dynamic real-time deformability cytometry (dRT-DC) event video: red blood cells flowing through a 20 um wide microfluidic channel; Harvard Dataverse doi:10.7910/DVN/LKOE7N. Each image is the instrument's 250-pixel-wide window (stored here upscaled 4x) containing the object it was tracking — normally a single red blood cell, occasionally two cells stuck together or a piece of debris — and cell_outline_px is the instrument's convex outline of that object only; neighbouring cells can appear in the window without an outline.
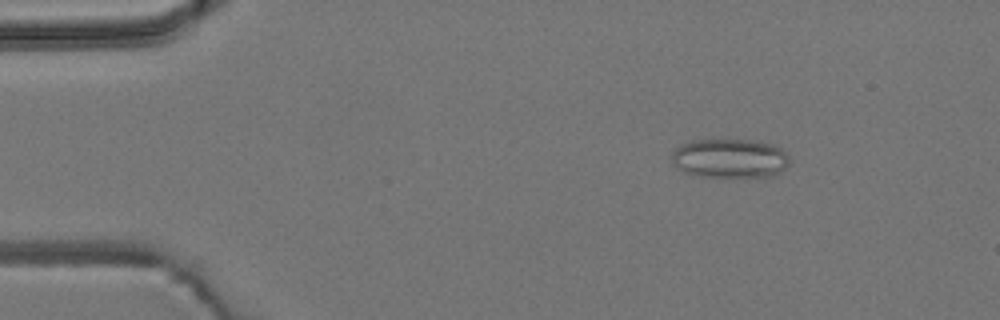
{"species": "common noctule bat (a hibernating species)", "species_latin": "Nyctalus noctula", "temperature_condition": "room temperature", "stored_images_in_passage": 5, "camera_frame_rate_fps": 3000, "um_per_image_px": 0.085, "animal": {"sex": "male", "body_mass_g": 19.2, "forearm_length_mm": 51.8}, "frame": {"image": 1, "passage_image": 3, "time_ms": 2.333, "image_size_px": [1000, 320], "cell_outline_px": [[788, 164], [780, 172], [772, 176], [696, 176], [684, 172], [676, 168], [672, 164], [672, 152], [680, 144], [692, 140], [748, 140], [776, 144], [788, 156]], "centroid_in_image_um": [61.99, 13.45], "position_along_channel_um": 23.0, "area_um2": 26.88}}